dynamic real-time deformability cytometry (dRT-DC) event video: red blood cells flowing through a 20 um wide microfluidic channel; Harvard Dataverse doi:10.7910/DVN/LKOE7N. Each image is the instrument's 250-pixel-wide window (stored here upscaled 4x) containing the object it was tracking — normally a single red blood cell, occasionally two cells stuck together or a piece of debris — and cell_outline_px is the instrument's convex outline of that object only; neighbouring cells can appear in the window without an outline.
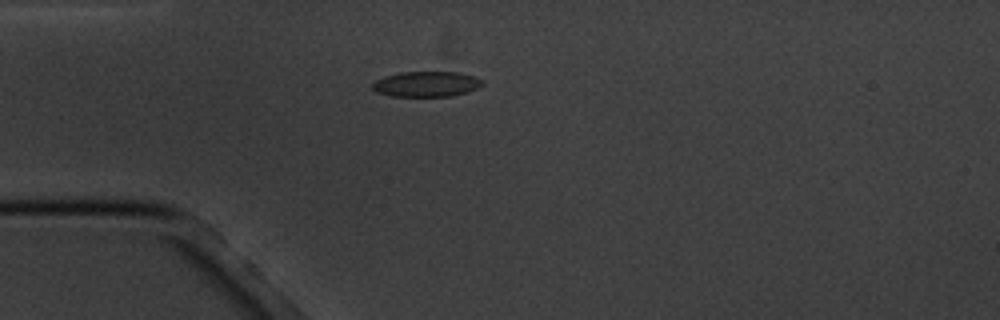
{"species": "common noctule bat (a hibernating species)", "species_latin": "Nyctalus noctula", "temperature_condition": "cold", "stored_images_in_passage": 16, "camera_frame_rate_fps": 3000, "um_per_image_px": 0.085, "animal": {"sex": "male", "body_mass_g": 20.1, "forearm_length_mm": 53.5}, "frame": {"image": 1, "passage_image": 4, "time_ms": 3.667, "image_size_px": [1000, 320], "cell_outline_px": [[484, 84], [476, 88], [452, 96], [392, 96], [376, 92], [372, 88], [372, 84], [376, 80], [384, 76], [400, 72], [460, 72], [484, 80]], "centroid_in_image_um": [36.22, 7.14], "position_along_channel_um": 48.8, "area_um2": 16.18}}
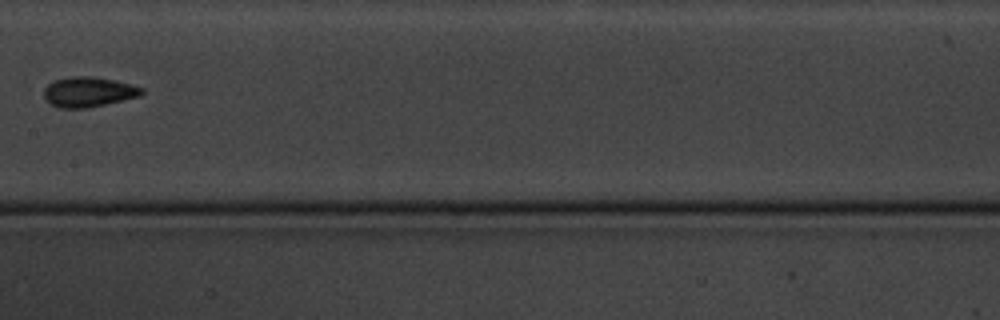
{"frame": {"image": 2, "passage_image": 8, "time_ms": 8.333, "image_size_px": [1000, 320], "cell_outline_px": [[144, 92], [140, 96], [124, 100], [88, 108], [60, 108], [44, 100], [44, 88], [48, 84], [56, 80], [72, 76], [92, 76], [132, 84], [144, 88]], "centroid_in_image_um": [7.53, 7.82], "position_along_channel_um": 199.9, "area_um2": 17.17}}
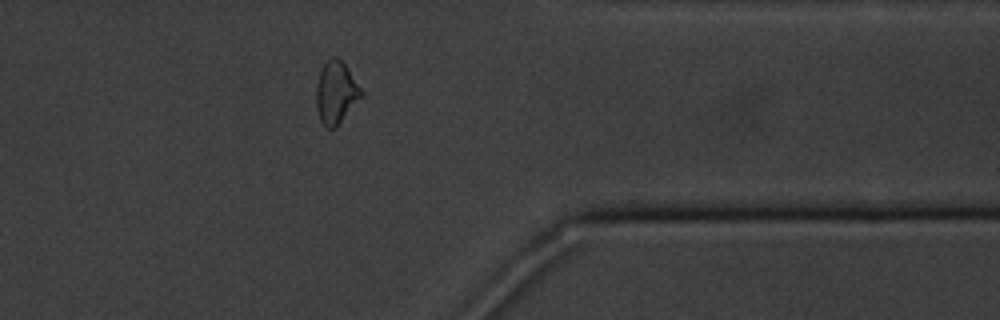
{"frame": {"image": 3, "passage_image": 13, "time_ms": 14.0, "image_size_px": [1000, 320], "cell_outline_px": [[364, 96], [336, 128], [328, 128], [320, 120], [316, 108], [316, 88], [320, 72], [324, 64], [332, 56], [336, 56], [348, 68], [364, 92]], "centroid_in_image_um": [28.59, 7.89], "position_along_channel_um": 382.8, "area_um2": 16.53}, "authors_computed_cell_mechanics": {"area_um2": 16.473, "velocity_mm_per_s": 3.4551, "shape_relaxation_time_tau1_ms": 4.4893, "shape_relaxation_time_tau2_ms": 6.9288, "deformation_change_tau1": 0.1168, "deformation_change_tau2": 0.1261}}